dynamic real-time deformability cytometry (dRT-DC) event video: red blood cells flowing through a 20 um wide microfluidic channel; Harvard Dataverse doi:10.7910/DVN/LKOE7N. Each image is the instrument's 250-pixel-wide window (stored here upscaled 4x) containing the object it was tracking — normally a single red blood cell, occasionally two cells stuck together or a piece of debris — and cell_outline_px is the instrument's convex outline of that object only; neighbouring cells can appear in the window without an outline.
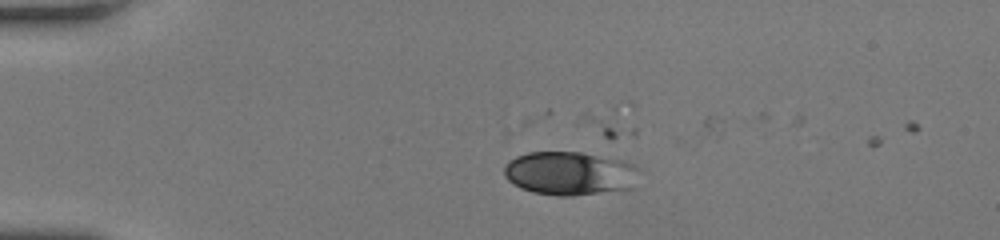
{"species": "human", "species_latin": "Homo sapiens", "temperature_condition": "room temperature", "stored_images_in_passage": 5, "camera_frame_rate_fps": 3000, "um_per_image_px": 0.085, "donor": {"sex": "female"}, "frame": {"image": 1, "passage_image": 1, "time_ms": 0.0, "image_size_px": [1000, 240], "cell_outline_px": [[640, 168], [636, 188], [572, 196], [556, 196], [532, 192], [520, 188], [508, 180], [504, 176], [504, 164], [508, 160], [516, 156], [528, 152], [580, 152], [612, 156], [632, 164]], "centroid_in_image_um": [48.48, 14.73], "position_along_channel_um": 36.5, "area_um2": 35.2}}